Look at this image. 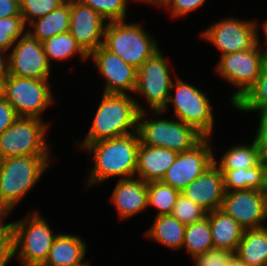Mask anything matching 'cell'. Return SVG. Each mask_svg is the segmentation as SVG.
I'll use <instances>...</instances> for the list:
<instances>
[{
    "label": "cell",
    "instance_id": "cell-1",
    "mask_svg": "<svg viewBox=\"0 0 267 266\" xmlns=\"http://www.w3.org/2000/svg\"><path fill=\"white\" fill-rule=\"evenodd\" d=\"M141 143L138 131L123 136L79 145L94 158V166L87 179V187L104 183L109 178L135 177L137 152Z\"/></svg>",
    "mask_w": 267,
    "mask_h": 266
},
{
    "label": "cell",
    "instance_id": "cell-2",
    "mask_svg": "<svg viewBox=\"0 0 267 266\" xmlns=\"http://www.w3.org/2000/svg\"><path fill=\"white\" fill-rule=\"evenodd\" d=\"M129 94L103 93L90 129L81 143L88 145L138 131L139 113L146 108Z\"/></svg>",
    "mask_w": 267,
    "mask_h": 266
},
{
    "label": "cell",
    "instance_id": "cell-3",
    "mask_svg": "<svg viewBox=\"0 0 267 266\" xmlns=\"http://www.w3.org/2000/svg\"><path fill=\"white\" fill-rule=\"evenodd\" d=\"M49 155L18 156L0 160V204L10 212L48 170Z\"/></svg>",
    "mask_w": 267,
    "mask_h": 266
},
{
    "label": "cell",
    "instance_id": "cell-4",
    "mask_svg": "<svg viewBox=\"0 0 267 266\" xmlns=\"http://www.w3.org/2000/svg\"><path fill=\"white\" fill-rule=\"evenodd\" d=\"M107 22L103 45L127 64L138 69L160 48L152 34L141 23Z\"/></svg>",
    "mask_w": 267,
    "mask_h": 266
},
{
    "label": "cell",
    "instance_id": "cell-5",
    "mask_svg": "<svg viewBox=\"0 0 267 266\" xmlns=\"http://www.w3.org/2000/svg\"><path fill=\"white\" fill-rule=\"evenodd\" d=\"M172 91L175 93L172 94ZM173 105L176 119L194 127L204 137H211L213 133L214 111L210 99L199 88L176 77L172 82L167 105L162 111H154L155 116H162Z\"/></svg>",
    "mask_w": 267,
    "mask_h": 266
},
{
    "label": "cell",
    "instance_id": "cell-6",
    "mask_svg": "<svg viewBox=\"0 0 267 266\" xmlns=\"http://www.w3.org/2000/svg\"><path fill=\"white\" fill-rule=\"evenodd\" d=\"M27 215L12 222L15 255L22 266H41L58 233L52 231L40 211L35 209Z\"/></svg>",
    "mask_w": 267,
    "mask_h": 266
},
{
    "label": "cell",
    "instance_id": "cell-7",
    "mask_svg": "<svg viewBox=\"0 0 267 266\" xmlns=\"http://www.w3.org/2000/svg\"><path fill=\"white\" fill-rule=\"evenodd\" d=\"M148 114L146 110L140 112L138 117V133L145 145L181 153L191 149L204 138L194 127L176 118H148Z\"/></svg>",
    "mask_w": 267,
    "mask_h": 266
},
{
    "label": "cell",
    "instance_id": "cell-8",
    "mask_svg": "<svg viewBox=\"0 0 267 266\" xmlns=\"http://www.w3.org/2000/svg\"><path fill=\"white\" fill-rule=\"evenodd\" d=\"M43 119L18 117L0 135V160L29 155H50L47 144L50 123Z\"/></svg>",
    "mask_w": 267,
    "mask_h": 266
},
{
    "label": "cell",
    "instance_id": "cell-9",
    "mask_svg": "<svg viewBox=\"0 0 267 266\" xmlns=\"http://www.w3.org/2000/svg\"><path fill=\"white\" fill-rule=\"evenodd\" d=\"M49 79L9 75L3 83L2 96L11 104L18 117L42 119V113L54 102Z\"/></svg>",
    "mask_w": 267,
    "mask_h": 266
},
{
    "label": "cell",
    "instance_id": "cell-10",
    "mask_svg": "<svg viewBox=\"0 0 267 266\" xmlns=\"http://www.w3.org/2000/svg\"><path fill=\"white\" fill-rule=\"evenodd\" d=\"M260 41L258 36V44L251 50L220 55V61L215 69L217 74L228 84L238 88L230 98L231 105L239 100L260 76L262 66L267 59Z\"/></svg>",
    "mask_w": 267,
    "mask_h": 266
},
{
    "label": "cell",
    "instance_id": "cell-11",
    "mask_svg": "<svg viewBox=\"0 0 267 266\" xmlns=\"http://www.w3.org/2000/svg\"><path fill=\"white\" fill-rule=\"evenodd\" d=\"M168 63L159 49L137 69L134 97L141 95L151 111H162L167 105L173 82Z\"/></svg>",
    "mask_w": 267,
    "mask_h": 266
},
{
    "label": "cell",
    "instance_id": "cell-12",
    "mask_svg": "<svg viewBox=\"0 0 267 266\" xmlns=\"http://www.w3.org/2000/svg\"><path fill=\"white\" fill-rule=\"evenodd\" d=\"M257 21L226 17L201 32V38L220 50L221 55L251 50L258 44Z\"/></svg>",
    "mask_w": 267,
    "mask_h": 266
},
{
    "label": "cell",
    "instance_id": "cell-13",
    "mask_svg": "<svg viewBox=\"0 0 267 266\" xmlns=\"http://www.w3.org/2000/svg\"><path fill=\"white\" fill-rule=\"evenodd\" d=\"M209 141L210 137H204L191 149L178 153L161 181L181 193L213 164L215 151Z\"/></svg>",
    "mask_w": 267,
    "mask_h": 266
},
{
    "label": "cell",
    "instance_id": "cell-14",
    "mask_svg": "<svg viewBox=\"0 0 267 266\" xmlns=\"http://www.w3.org/2000/svg\"><path fill=\"white\" fill-rule=\"evenodd\" d=\"M221 210L231 216L245 230L265 227L267 193L255 189L225 191Z\"/></svg>",
    "mask_w": 267,
    "mask_h": 266
},
{
    "label": "cell",
    "instance_id": "cell-15",
    "mask_svg": "<svg viewBox=\"0 0 267 266\" xmlns=\"http://www.w3.org/2000/svg\"><path fill=\"white\" fill-rule=\"evenodd\" d=\"M8 52L9 75L35 79H49L51 65L43 44L26 32Z\"/></svg>",
    "mask_w": 267,
    "mask_h": 266
},
{
    "label": "cell",
    "instance_id": "cell-16",
    "mask_svg": "<svg viewBox=\"0 0 267 266\" xmlns=\"http://www.w3.org/2000/svg\"><path fill=\"white\" fill-rule=\"evenodd\" d=\"M88 58H92L98 73L104 78L103 93H134L137 83V69L134 66L127 64L104 45L90 53Z\"/></svg>",
    "mask_w": 267,
    "mask_h": 266
},
{
    "label": "cell",
    "instance_id": "cell-17",
    "mask_svg": "<svg viewBox=\"0 0 267 266\" xmlns=\"http://www.w3.org/2000/svg\"><path fill=\"white\" fill-rule=\"evenodd\" d=\"M107 22L91 7L70 0L69 33L88 55L103 45Z\"/></svg>",
    "mask_w": 267,
    "mask_h": 266
},
{
    "label": "cell",
    "instance_id": "cell-18",
    "mask_svg": "<svg viewBox=\"0 0 267 266\" xmlns=\"http://www.w3.org/2000/svg\"><path fill=\"white\" fill-rule=\"evenodd\" d=\"M181 193L208 213L221 209L225 195L223 174L213 163Z\"/></svg>",
    "mask_w": 267,
    "mask_h": 266
},
{
    "label": "cell",
    "instance_id": "cell-19",
    "mask_svg": "<svg viewBox=\"0 0 267 266\" xmlns=\"http://www.w3.org/2000/svg\"><path fill=\"white\" fill-rule=\"evenodd\" d=\"M147 198L148 183L140 178L133 177L119 179L111 194L110 201L116 208L119 219L126 220L148 208Z\"/></svg>",
    "mask_w": 267,
    "mask_h": 266
},
{
    "label": "cell",
    "instance_id": "cell-20",
    "mask_svg": "<svg viewBox=\"0 0 267 266\" xmlns=\"http://www.w3.org/2000/svg\"><path fill=\"white\" fill-rule=\"evenodd\" d=\"M178 153L166 148L148 146L142 142L137 152L135 177L146 183L161 181Z\"/></svg>",
    "mask_w": 267,
    "mask_h": 266
},
{
    "label": "cell",
    "instance_id": "cell-21",
    "mask_svg": "<svg viewBox=\"0 0 267 266\" xmlns=\"http://www.w3.org/2000/svg\"><path fill=\"white\" fill-rule=\"evenodd\" d=\"M86 253L87 243L80 236L58 233L41 266H75L85 261Z\"/></svg>",
    "mask_w": 267,
    "mask_h": 266
},
{
    "label": "cell",
    "instance_id": "cell-22",
    "mask_svg": "<svg viewBox=\"0 0 267 266\" xmlns=\"http://www.w3.org/2000/svg\"><path fill=\"white\" fill-rule=\"evenodd\" d=\"M214 248L236 252L245 229L221 209L208 213Z\"/></svg>",
    "mask_w": 267,
    "mask_h": 266
},
{
    "label": "cell",
    "instance_id": "cell-23",
    "mask_svg": "<svg viewBox=\"0 0 267 266\" xmlns=\"http://www.w3.org/2000/svg\"><path fill=\"white\" fill-rule=\"evenodd\" d=\"M69 24L70 0H67L63 5L51 13L29 23L26 32L43 42L58 34L69 32Z\"/></svg>",
    "mask_w": 267,
    "mask_h": 266
},
{
    "label": "cell",
    "instance_id": "cell-24",
    "mask_svg": "<svg viewBox=\"0 0 267 266\" xmlns=\"http://www.w3.org/2000/svg\"><path fill=\"white\" fill-rule=\"evenodd\" d=\"M223 174L225 191H239L255 189L266 191L267 167L261 162L248 169L220 170Z\"/></svg>",
    "mask_w": 267,
    "mask_h": 266
},
{
    "label": "cell",
    "instance_id": "cell-25",
    "mask_svg": "<svg viewBox=\"0 0 267 266\" xmlns=\"http://www.w3.org/2000/svg\"><path fill=\"white\" fill-rule=\"evenodd\" d=\"M186 225L179 222L175 217L163 215L155 217L151 227L145 231L146 237L155 242L165 245L172 250H182Z\"/></svg>",
    "mask_w": 267,
    "mask_h": 266
},
{
    "label": "cell",
    "instance_id": "cell-26",
    "mask_svg": "<svg viewBox=\"0 0 267 266\" xmlns=\"http://www.w3.org/2000/svg\"><path fill=\"white\" fill-rule=\"evenodd\" d=\"M235 254L249 266H266L267 226L246 229Z\"/></svg>",
    "mask_w": 267,
    "mask_h": 266
},
{
    "label": "cell",
    "instance_id": "cell-27",
    "mask_svg": "<svg viewBox=\"0 0 267 266\" xmlns=\"http://www.w3.org/2000/svg\"><path fill=\"white\" fill-rule=\"evenodd\" d=\"M44 52L50 65L51 61H65L79 55L82 62H88V54L81 48L75 38L69 33H62L42 42Z\"/></svg>",
    "mask_w": 267,
    "mask_h": 266
},
{
    "label": "cell",
    "instance_id": "cell-28",
    "mask_svg": "<svg viewBox=\"0 0 267 266\" xmlns=\"http://www.w3.org/2000/svg\"><path fill=\"white\" fill-rule=\"evenodd\" d=\"M220 158L221 159L217 161L214 155L213 161L219 170L248 169L260 163L257 146L254 140L251 144L239 143L238 146L235 145L228 148Z\"/></svg>",
    "mask_w": 267,
    "mask_h": 266
},
{
    "label": "cell",
    "instance_id": "cell-29",
    "mask_svg": "<svg viewBox=\"0 0 267 266\" xmlns=\"http://www.w3.org/2000/svg\"><path fill=\"white\" fill-rule=\"evenodd\" d=\"M232 106L240 112L267 113V59L258 79Z\"/></svg>",
    "mask_w": 267,
    "mask_h": 266
},
{
    "label": "cell",
    "instance_id": "cell-30",
    "mask_svg": "<svg viewBox=\"0 0 267 266\" xmlns=\"http://www.w3.org/2000/svg\"><path fill=\"white\" fill-rule=\"evenodd\" d=\"M182 248L192 258L214 248L208 214L202 220L186 225Z\"/></svg>",
    "mask_w": 267,
    "mask_h": 266
},
{
    "label": "cell",
    "instance_id": "cell-31",
    "mask_svg": "<svg viewBox=\"0 0 267 266\" xmlns=\"http://www.w3.org/2000/svg\"><path fill=\"white\" fill-rule=\"evenodd\" d=\"M180 192L162 181L148 183V207H155V217L170 215Z\"/></svg>",
    "mask_w": 267,
    "mask_h": 266
},
{
    "label": "cell",
    "instance_id": "cell-32",
    "mask_svg": "<svg viewBox=\"0 0 267 266\" xmlns=\"http://www.w3.org/2000/svg\"><path fill=\"white\" fill-rule=\"evenodd\" d=\"M91 7L108 22L125 21L127 19L128 0H78ZM135 1V0H133Z\"/></svg>",
    "mask_w": 267,
    "mask_h": 266
},
{
    "label": "cell",
    "instance_id": "cell-33",
    "mask_svg": "<svg viewBox=\"0 0 267 266\" xmlns=\"http://www.w3.org/2000/svg\"><path fill=\"white\" fill-rule=\"evenodd\" d=\"M22 16L0 19V50L9 52L14 43L26 33Z\"/></svg>",
    "mask_w": 267,
    "mask_h": 266
},
{
    "label": "cell",
    "instance_id": "cell-34",
    "mask_svg": "<svg viewBox=\"0 0 267 266\" xmlns=\"http://www.w3.org/2000/svg\"><path fill=\"white\" fill-rule=\"evenodd\" d=\"M67 0H19L20 13L25 25L44 17L63 5Z\"/></svg>",
    "mask_w": 267,
    "mask_h": 266
},
{
    "label": "cell",
    "instance_id": "cell-35",
    "mask_svg": "<svg viewBox=\"0 0 267 266\" xmlns=\"http://www.w3.org/2000/svg\"><path fill=\"white\" fill-rule=\"evenodd\" d=\"M208 212L182 193L179 194L171 215L184 225L192 224L207 217Z\"/></svg>",
    "mask_w": 267,
    "mask_h": 266
},
{
    "label": "cell",
    "instance_id": "cell-36",
    "mask_svg": "<svg viewBox=\"0 0 267 266\" xmlns=\"http://www.w3.org/2000/svg\"><path fill=\"white\" fill-rule=\"evenodd\" d=\"M234 254L229 250L211 248L192 259L195 262L194 266H227L228 261Z\"/></svg>",
    "mask_w": 267,
    "mask_h": 266
},
{
    "label": "cell",
    "instance_id": "cell-37",
    "mask_svg": "<svg viewBox=\"0 0 267 266\" xmlns=\"http://www.w3.org/2000/svg\"><path fill=\"white\" fill-rule=\"evenodd\" d=\"M14 257V228L10 222L0 230V266H6Z\"/></svg>",
    "mask_w": 267,
    "mask_h": 266
},
{
    "label": "cell",
    "instance_id": "cell-38",
    "mask_svg": "<svg viewBox=\"0 0 267 266\" xmlns=\"http://www.w3.org/2000/svg\"><path fill=\"white\" fill-rule=\"evenodd\" d=\"M207 0H170L169 3L165 6L170 10L171 17L179 18L203 6Z\"/></svg>",
    "mask_w": 267,
    "mask_h": 266
},
{
    "label": "cell",
    "instance_id": "cell-39",
    "mask_svg": "<svg viewBox=\"0 0 267 266\" xmlns=\"http://www.w3.org/2000/svg\"><path fill=\"white\" fill-rule=\"evenodd\" d=\"M259 118L257 133L253 140L257 146L259 161L267 167V113L259 115Z\"/></svg>",
    "mask_w": 267,
    "mask_h": 266
},
{
    "label": "cell",
    "instance_id": "cell-40",
    "mask_svg": "<svg viewBox=\"0 0 267 266\" xmlns=\"http://www.w3.org/2000/svg\"><path fill=\"white\" fill-rule=\"evenodd\" d=\"M18 118L14 108L3 97H0V135Z\"/></svg>",
    "mask_w": 267,
    "mask_h": 266
},
{
    "label": "cell",
    "instance_id": "cell-41",
    "mask_svg": "<svg viewBox=\"0 0 267 266\" xmlns=\"http://www.w3.org/2000/svg\"><path fill=\"white\" fill-rule=\"evenodd\" d=\"M12 16H22L19 0H0V19Z\"/></svg>",
    "mask_w": 267,
    "mask_h": 266
},
{
    "label": "cell",
    "instance_id": "cell-42",
    "mask_svg": "<svg viewBox=\"0 0 267 266\" xmlns=\"http://www.w3.org/2000/svg\"><path fill=\"white\" fill-rule=\"evenodd\" d=\"M7 53L4 50H0V83L2 85L9 77V58Z\"/></svg>",
    "mask_w": 267,
    "mask_h": 266
},
{
    "label": "cell",
    "instance_id": "cell-43",
    "mask_svg": "<svg viewBox=\"0 0 267 266\" xmlns=\"http://www.w3.org/2000/svg\"><path fill=\"white\" fill-rule=\"evenodd\" d=\"M10 213L11 212L5 206L0 204V230L8 225V223L6 224L4 220H6L5 218L8 217Z\"/></svg>",
    "mask_w": 267,
    "mask_h": 266
},
{
    "label": "cell",
    "instance_id": "cell-44",
    "mask_svg": "<svg viewBox=\"0 0 267 266\" xmlns=\"http://www.w3.org/2000/svg\"><path fill=\"white\" fill-rule=\"evenodd\" d=\"M137 2H142V3H147V4H151V5H154V7L155 6H158V7H162V8H164L168 3H169V1L170 0H136Z\"/></svg>",
    "mask_w": 267,
    "mask_h": 266
},
{
    "label": "cell",
    "instance_id": "cell-45",
    "mask_svg": "<svg viewBox=\"0 0 267 266\" xmlns=\"http://www.w3.org/2000/svg\"><path fill=\"white\" fill-rule=\"evenodd\" d=\"M227 266H249V265L245 263L241 258H239L236 254H234L228 261Z\"/></svg>",
    "mask_w": 267,
    "mask_h": 266
},
{
    "label": "cell",
    "instance_id": "cell-46",
    "mask_svg": "<svg viewBox=\"0 0 267 266\" xmlns=\"http://www.w3.org/2000/svg\"><path fill=\"white\" fill-rule=\"evenodd\" d=\"M262 30H263V36L265 38V44H264V47L265 49L262 48V50L264 51V53L266 54L267 56V19L262 23Z\"/></svg>",
    "mask_w": 267,
    "mask_h": 266
},
{
    "label": "cell",
    "instance_id": "cell-47",
    "mask_svg": "<svg viewBox=\"0 0 267 266\" xmlns=\"http://www.w3.org/2000/svg\"><path fill=\"white\" fill-rule=\"evenodd\" d=\"M75 266H90L89 262H82L78 265H75Z\"/></svg>",
    "mask_w": 267,
    "mask_h": 266
},
{
    "label": "cell",
    "instance_id": "cell-48",
    "mask_svg": "<svg viewBox=\"0 0 267 266\" xmlns=\"http://www.w3.org/2000/svg\"><path fill=\"white\" fill-rule=\"evenodd\" d=\"M2 88H3V85L0 83V97L2 96Z\"/></svg>",
    "mask_w": 267,
    "mask_h": 266
}]
</instances>
